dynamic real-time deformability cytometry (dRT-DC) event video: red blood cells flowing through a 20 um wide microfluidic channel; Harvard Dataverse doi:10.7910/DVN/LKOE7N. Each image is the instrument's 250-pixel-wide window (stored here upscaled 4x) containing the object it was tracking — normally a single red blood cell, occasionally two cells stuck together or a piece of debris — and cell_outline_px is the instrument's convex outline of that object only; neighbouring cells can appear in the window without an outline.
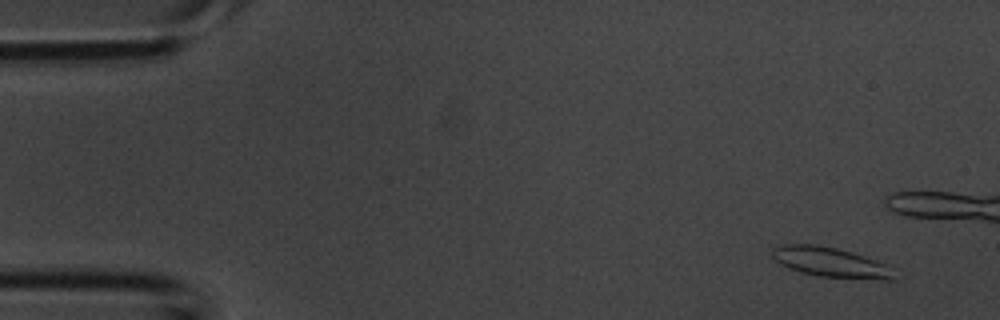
{"species": "common noctule bat (a hibernating species)", "species_latin": "Nyctalus noctula", "temperature_condition": "room temperature", "stored_images_in_passage": 4, "camera_frame_rate_fps": 3000, "um_per_image_px": 0.085, "animal": {"sex": "male", "body_mass_g": 20.1, "forearm_length_mm": 53.5}, "frame": {"image": 1, "passage_image": 1, "time_ms": 0.0, "image_size_px": [1000, 320], "cell_outline_px": [[892, 280], [880, 280], [820, 276], [788, 268], [780, 264], [772, 256], [772, 248], [784, 244], [816, 244], [836, 248], [852, 252], [876, 260], [884, 264]], "centroid_in_image_um": [70.49, 22.27], "position_along_channel_um": 14.5, "area_um2": 20.63}}